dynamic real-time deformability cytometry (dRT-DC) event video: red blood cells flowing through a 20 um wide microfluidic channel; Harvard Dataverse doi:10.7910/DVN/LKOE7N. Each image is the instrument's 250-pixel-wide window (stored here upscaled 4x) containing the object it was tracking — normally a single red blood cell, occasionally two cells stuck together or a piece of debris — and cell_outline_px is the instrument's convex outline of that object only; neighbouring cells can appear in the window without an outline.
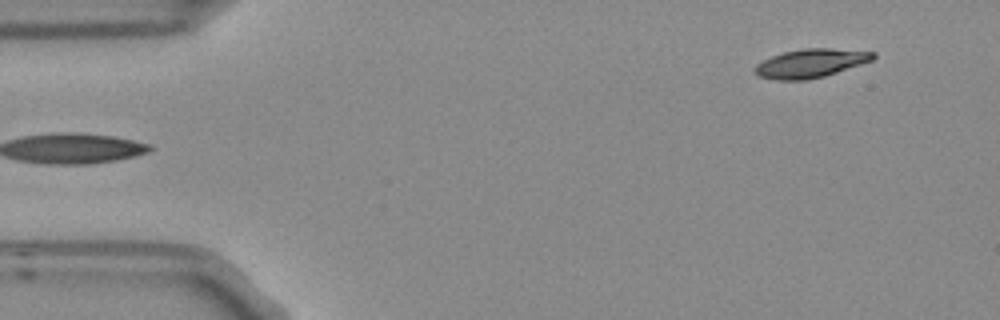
{"species": "Egyptian fruit bat (a non-hibernating species)", "species_latin": "Rousettus aegyptiacus", "temperature_condition": "room temperature", "stored_images_in_passage": 3, "camera_frame_rate_fps": 3000, "um_per_image_px": 0.085, "frame": {"image": 1, "passage_image": 3, "time_ms": 0.667, "image_size_px": [1000, 320], "cell_outline_px": [[876, 56], [872, 60], [824, 76], [808, 80], [776, 80], [756, 76], [752, 72], [752, 68], [756, 64], [772, 56], [784, 52], [804, 48], [832, 48], [876, 52]], "centroid_in_image_um": [68.85, 5.38], "position_along_channel_um": 16.2, "area_um2": 19.83}}